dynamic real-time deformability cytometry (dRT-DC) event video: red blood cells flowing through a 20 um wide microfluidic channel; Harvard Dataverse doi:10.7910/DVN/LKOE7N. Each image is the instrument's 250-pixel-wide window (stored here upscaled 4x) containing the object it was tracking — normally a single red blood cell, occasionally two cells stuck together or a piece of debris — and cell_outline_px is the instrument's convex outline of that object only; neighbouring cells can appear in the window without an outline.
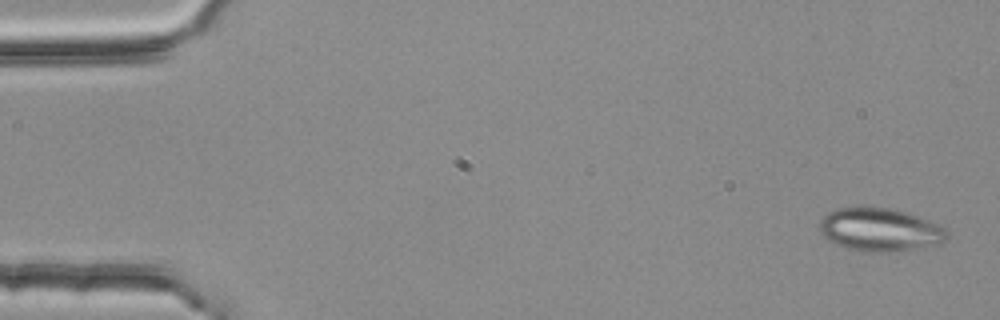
{"species": "common noctule bat (a hibernating species)", "species_latin": "Nyctalus noctula", "temperature_condition": "room temperature", "stored_images_in_passage": 4, "segment_of_instrument_passage": [1, 2], "camera_frame_rate_fps": 3000, "um_per_image_px": 0.085, "animal": {"sex": "female", "body_mass_g": 25.1}, "frame": {"image": 1, "passage_image": 1, "time_ms": 0.0, "image_size_px": [1000, 320], "cell_outline_px": [[948, 236], [940, 244], [880, 252], [868, 252], [848, 248], [836, 244], [820, 232], [820, 220], [828, 212], [840, 208], [888, 208], [908, 212], [936, 224], [944, 228], [948, 232]], "centroid_in_image_um": [74.79, 19.52], "position_along_channel_um": 10.2, "area_um2": 31.21}}